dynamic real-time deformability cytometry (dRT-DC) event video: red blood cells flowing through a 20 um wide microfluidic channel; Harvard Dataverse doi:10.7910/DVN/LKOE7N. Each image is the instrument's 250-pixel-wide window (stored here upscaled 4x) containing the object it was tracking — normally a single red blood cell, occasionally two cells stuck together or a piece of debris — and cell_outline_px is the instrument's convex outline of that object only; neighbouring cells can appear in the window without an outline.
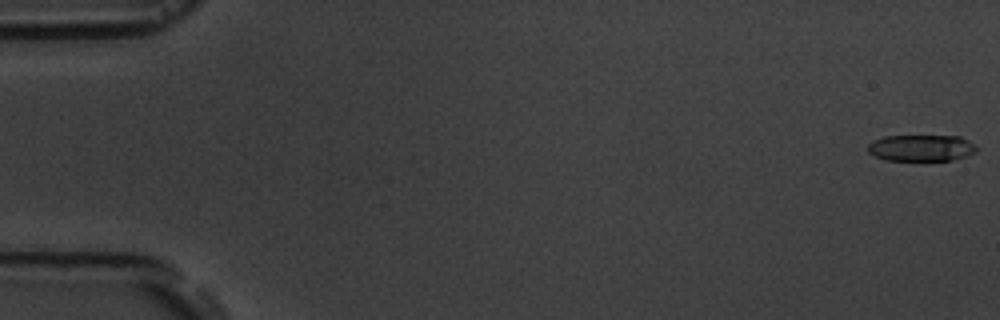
{"species": "common noctule bat (a hibernating species)", "species_latin": "Nyctalus noctula", "temperature_condition": "room temperature", "stored_images_in_passage": 5, "camera_frame_rate_fps": 3000, "um_per_image_px": 0.085, "animal": {"sex": "male", "body_mass_g": 19.5, "forearm_length_mm": 54.6}, "frame": {"image": 1, "passage_image": 1, "time_ms": 0.0, "image_size_px": [1000, 320], "cell_outline_px": [[976, 152], [968, 156], [952, 160], [888, 160], [876, 156], [868, 152], [868, 144], [872, 140], [884, 136], [960, 136], [976, 144]], "centroid_in_image_um": [78.33, 12.57], "position_along_channel_um": 6.7, "area_um2": 16.82}}
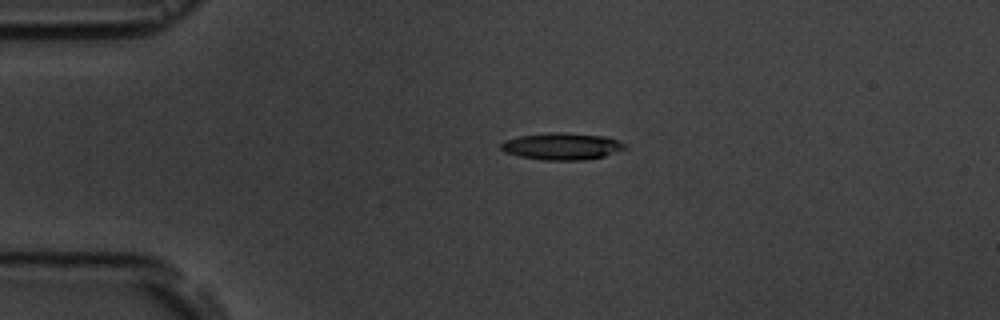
{"frame": {"image": 2, "passage_image": 4, "time_ms": 4.0, "image_size_px": [1000, 320], "cell_outline_px": [[628, 148], [604, 156], [584, 160], [544, 160], [520, 156], [504, 152], [500, 148], [500, 144], [504, 140], [520, 136], [548, 132], [564, 132], [608, 136], [628, 144]], "centroid_in_image_um": [47.8, 12.42], "position_along_channel_um": 37.2, "area_um2": 19.71}}